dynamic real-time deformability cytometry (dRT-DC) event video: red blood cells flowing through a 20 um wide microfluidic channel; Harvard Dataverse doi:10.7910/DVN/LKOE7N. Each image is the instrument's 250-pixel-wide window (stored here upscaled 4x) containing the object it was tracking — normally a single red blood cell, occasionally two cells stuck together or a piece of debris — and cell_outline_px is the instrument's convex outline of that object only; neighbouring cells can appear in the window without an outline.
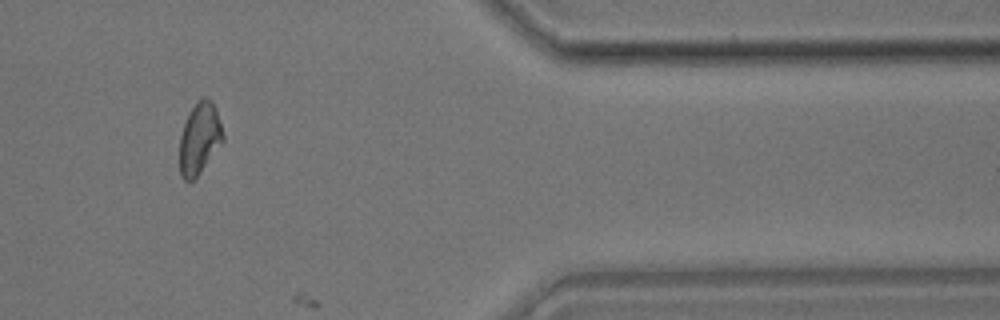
{"species": "common noctule bat (a hibernating species)", "species_latin": "Nyctalus noctula", "temperature_condition": "room temperature", "stored_images_in_passage": 30, "camera_frame_rate_fps": 3000, "um_per_image_px": 0.085, "animal": {"sex": "male", "body_mass_g": 17.9}, "frame": {"image": 1, "passage_image": 25, "time_ms": 8.0, "image_size_px": [1000, 320], "cell_outline_px": [[224, 140], [200, 172], [192, 180], [184, 180], [180, 176], [180, 136], [184, 124], [196, 100], [200, 96], [204, 96], [212, 100], [216, 108], [224, 136]], "centroid_in_image_um": [16.96, 11.72], "position_along_channel_um": 394.4, "area_um2": 17.98}}